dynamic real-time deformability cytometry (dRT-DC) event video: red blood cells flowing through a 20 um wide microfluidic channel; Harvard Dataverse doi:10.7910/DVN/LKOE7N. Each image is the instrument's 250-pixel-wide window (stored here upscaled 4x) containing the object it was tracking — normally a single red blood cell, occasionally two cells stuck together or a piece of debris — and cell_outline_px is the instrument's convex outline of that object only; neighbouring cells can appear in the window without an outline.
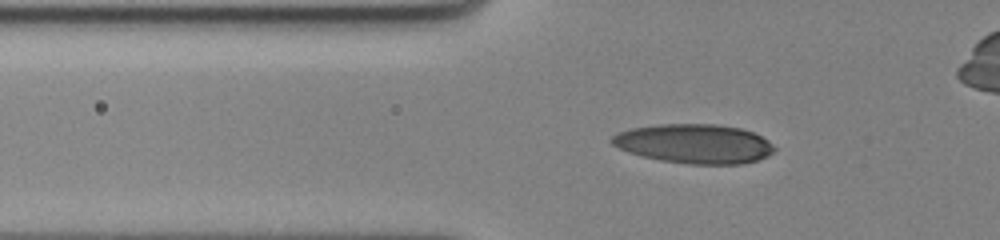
{"species": "human", "species_latin": "Homo sapiens", "temperature_condition": "cold", "stored_images_in_passage": 60, "camera_frame_rate_fps": 3000, "um_per_image_px": 0.085, "donor": {"sex": "female"}, "frame": {"image": 1, "passage_image": 24, "time_ms": 7.667, "image_size_px": [1000, 240], "cell_outline_px": [[776, 148], [768, 156], [756, 160], [740, 164], [688, 164], [660, 160], [628, 152], [612, 144], [608, 140], [612, 136], [620, 132], [632, 128], [660, 124], [716, 124], [740, 128], [752, 132], [768, 140]], "centroid_in_image_um": [59.02, 12.22], "position_along_channel_um": 66.8, "area_um2": 37.05}}
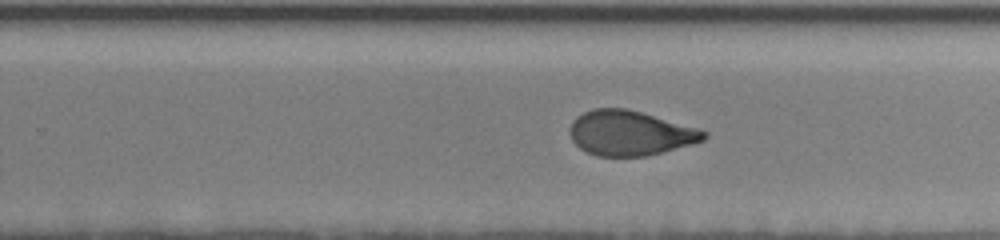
{"frame": {"image": 2, "passage_image": 43, "time_ms": 14.0, "image_size_px": [1000, 240], "cell_outline_px": [[708, 136], [704, 140], [692, 144], [648, 156], [596, 156], [580, 148], [572, 140], [568, 132], [568, 128], [572, 120], [576, 116], [584, 112], [596, 108], [624, 108], [640, 112], [700, 128], [708, 132]], "centroid_in_image_um": [53.55, 11.31], "position_along_channel_um": 276.3, "area_um2": 35.2}}
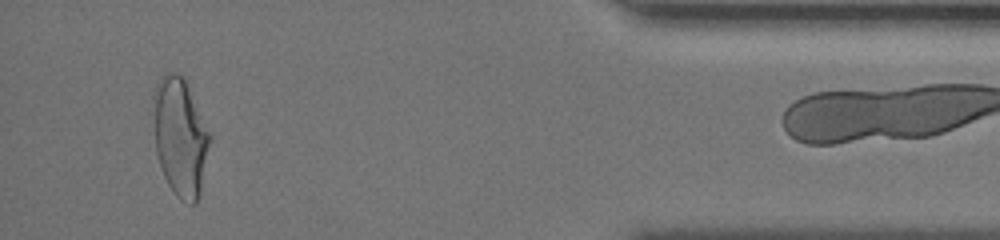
{"frame": {"image": 3, "passage_image": 59, "time_ms": 19.333, "image_size_px": [1000, 240], "cell_outline_px": [[212, 140], [200, 192], [196, 204], [192, 204], [180, 200], [176, 196], [168, 184], [164, 176], [156, 152], [152, 96], [152, 92], [160, 76], [164, 72], [176, 72], [184, 76], [212, 136]], "centroid_in_image_um": [15.32, 11.59], "position_along_channel_um": 419.9, "area_um2": 39.54}}